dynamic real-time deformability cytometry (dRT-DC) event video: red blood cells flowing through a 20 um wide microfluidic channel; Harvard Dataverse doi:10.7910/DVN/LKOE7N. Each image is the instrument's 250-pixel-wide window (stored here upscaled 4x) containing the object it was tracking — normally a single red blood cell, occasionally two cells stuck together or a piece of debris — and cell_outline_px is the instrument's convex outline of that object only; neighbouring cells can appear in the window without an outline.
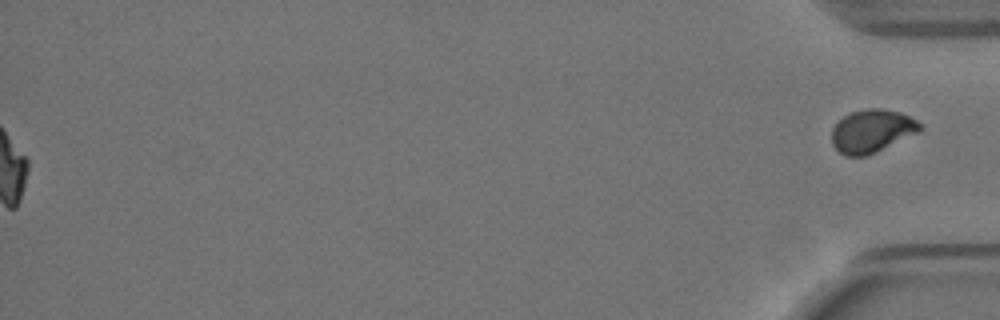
{"species": "Egyptian fruit bat (a non-hibernating species)", "species_latin": "Rousettus aegyptiacus", "temperature_condition": "warm", "stored_images_in_passage": 45, "segment_of_instrument_passage": [2, 2], "camera_frame_rate_fps": 3000, "um_per_image_px": 0.085, "animal": {"sex": "female"}, "frame": {"image": 1, "passage_image": 45, "time_ms": 14.667, "image_size_px": [1000, 320], "cell_outline_px": [[924, 128], [920, 132], [876, 152], [864, 156], [844, 156], [832, 144], [832, 128], [844, 116], [852, 112], [868, 108], [880, 108], [900, 112], [916, 120]], "centroid_in_image_um": [74.13, 11.14], "position_along_channel_um": 361.1, "area_um2": 22.08}}